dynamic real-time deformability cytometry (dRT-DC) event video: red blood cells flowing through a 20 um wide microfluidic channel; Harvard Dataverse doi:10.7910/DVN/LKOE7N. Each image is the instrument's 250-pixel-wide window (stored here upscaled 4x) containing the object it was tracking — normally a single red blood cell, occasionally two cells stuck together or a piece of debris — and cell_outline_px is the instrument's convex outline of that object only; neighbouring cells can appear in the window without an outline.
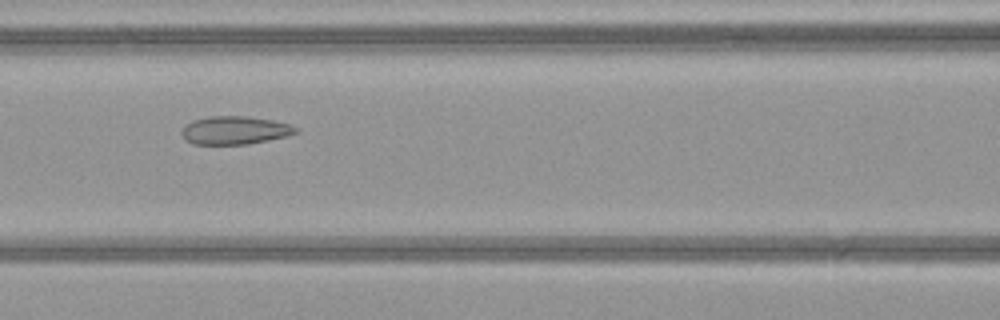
{"species": "common noctule bat (a hibernating species)", "species_latin": "Nyctalus noctula", "temperature_condition": "warm", "stored_images_in_passage": 38, "camera_frame_rate_fps": 3000, "um_per_image_px": 0.085, "animal": {"sex": "female", "body_mass_g": 21.9}, "frame": {"image": 1, "passage_image": 10, "time_ms": 3.0, "image_size_px": [1000, 320], "cell_outline_px": [[300, 132], [288, 136], [248, 144], [192, 144], [184, 140], [180, 132], [192, 120], [212, 116], [244, 116], [272, 120], [288, 124], [296, 128]], "centroid_in_image_um": [19.95, 11.08], "position_along_channel_um": 146.7, "area_um2": 18.67}}
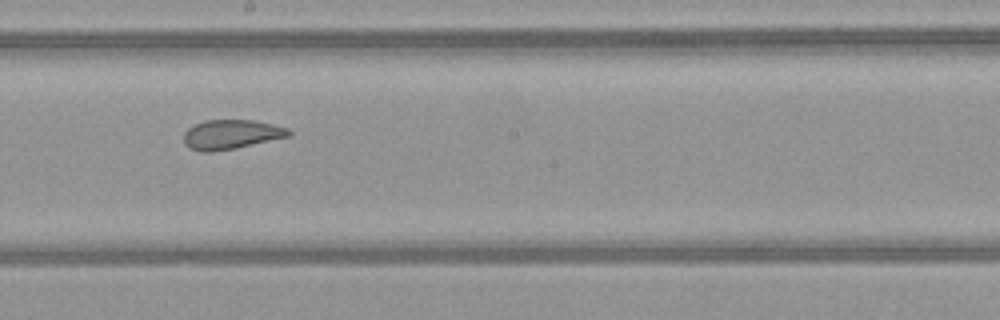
{"frame": {"image": 2, "passage_image": 16, "time_ms": 5.0, "image_size_px": [1000, 320], "cell_outline_px": [[292, 136], [236, 148], [212, 152], [200, 152], [188, 148], [184, 144], [184, 132], [188, 128], [204, 120], [256, 120], [288, 128], [292, 132]], "centroid_in_image_um": [19.66, 11.43], "position_along_channel_um": 228.5, "area_um2": 18.26}}
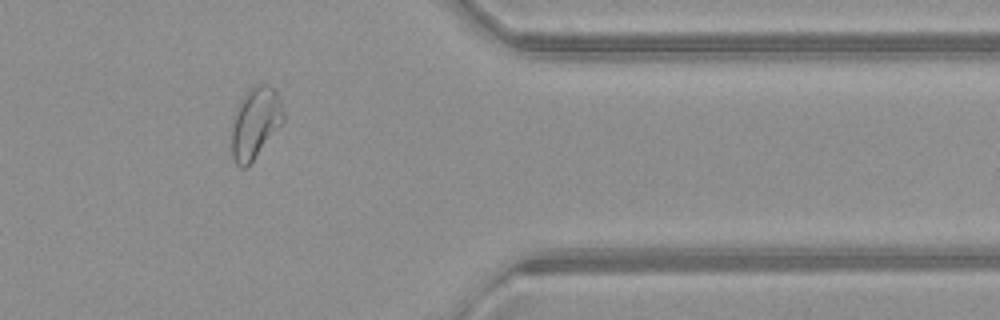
{"frame": {"image": 3, "passage_image": 29, "time_ms": 9.333, "image_size_px": [1000, 320], "cell_outline_px": [[284, 120], [248, 168], [240, 168], [236, 164], [232, 156], [232, 116], [240, 100], [248, 88], [256, 84], [268, 84], [276, 88], [280, 96], [284, 112]], "centroid_in_image_um": [21.7, 10.42], "position_along_channel_um": 389.7, "area_um2": 22.02}, "authors_computed_cell_mechanics": {"area_um2": 19.941, "velocity_mm_per_s": 4.0969, "shape_relaxation_time_tau1_ms": null, "shape_relaxation_time_tau2_ms": 1.3683, "deformation_change_tau1": null, "deformation_change_tau2": 0.0781}}